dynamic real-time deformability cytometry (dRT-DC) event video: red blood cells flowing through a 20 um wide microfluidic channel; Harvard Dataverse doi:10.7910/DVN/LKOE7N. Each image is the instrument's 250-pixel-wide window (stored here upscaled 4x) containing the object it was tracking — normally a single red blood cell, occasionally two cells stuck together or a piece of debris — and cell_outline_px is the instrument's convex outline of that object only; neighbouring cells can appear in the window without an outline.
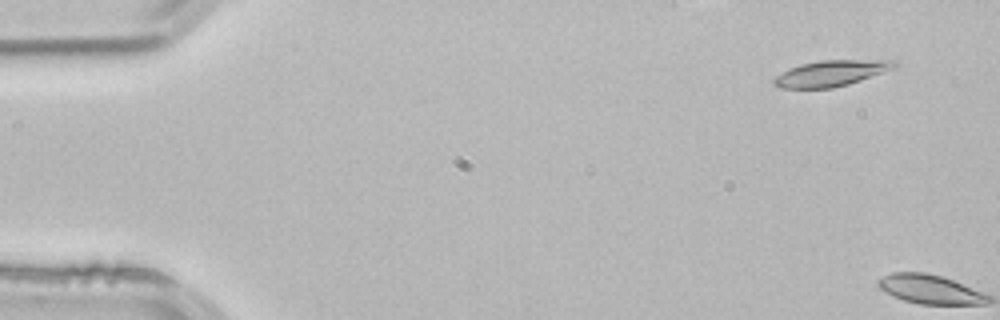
{"species": "common noctule bat (a hibernating species)", "species_latin": "Nyctalus noctula", "temperature_condition": "room temperature", "stored_images_in_passage": 4, "camera_frame_rate_fps": 3000, "um_per_image_px": 0.085, "animal": {"sex": "male", "body_mass_g": 21.5, "forearm_length_mm": 52.0}, "frame": {"image": 1, "passage_image": 1, "time_ms": 0.0, "image_size_px": [1000, 320], "cell_outline_px": [[900, 64], [896, 68], [848, 84], [832, 88], [780, 88], [772, 84], [772, 80], [776, 76], [788, 68], [800, 64], [820, 60], [896, 60]], "centroid_in_image_um": [70.64, 6.22], "position_along_channel_um": 14.4, "area_um2": 18.32}}